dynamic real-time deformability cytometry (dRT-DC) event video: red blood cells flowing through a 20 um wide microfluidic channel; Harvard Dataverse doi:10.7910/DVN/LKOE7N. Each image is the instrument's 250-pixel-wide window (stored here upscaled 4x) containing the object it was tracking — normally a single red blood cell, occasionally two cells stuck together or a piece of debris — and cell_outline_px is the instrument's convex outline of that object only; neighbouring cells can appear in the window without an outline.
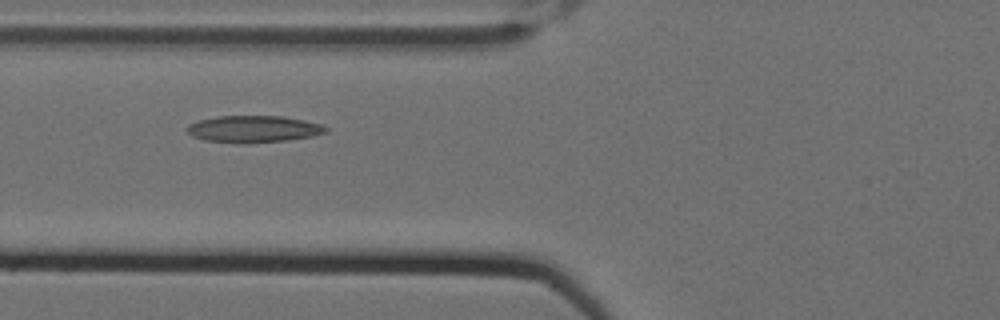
{"species": "Egyptian fruit bat (a non-hibernating species)", "species_latin": "Rousettus aegyptiacus", "temperature_condition": "cold", "stored_images_in_passage": 3, "camera_frame_rate_fps": 3000, "um_per_image_px": 0.085, "animal": {"sex": "female"}, "frame": {"image": 1, "passage_image": 3, "time_ms": 0.667, "image_size_px": [1000, 320], "cell_outline_px": [[328, 132], [312, 136], [288, 140], [204, 140], [192, 136], [184, 128], [188, 124], [200, 120], [216, 116], [284, 116], [324, 124], [328, 128]], "centroid_in_image_um": [21.6, 10.91], "position_along_channel_um": 104.2, "area_um2": 20.81}}